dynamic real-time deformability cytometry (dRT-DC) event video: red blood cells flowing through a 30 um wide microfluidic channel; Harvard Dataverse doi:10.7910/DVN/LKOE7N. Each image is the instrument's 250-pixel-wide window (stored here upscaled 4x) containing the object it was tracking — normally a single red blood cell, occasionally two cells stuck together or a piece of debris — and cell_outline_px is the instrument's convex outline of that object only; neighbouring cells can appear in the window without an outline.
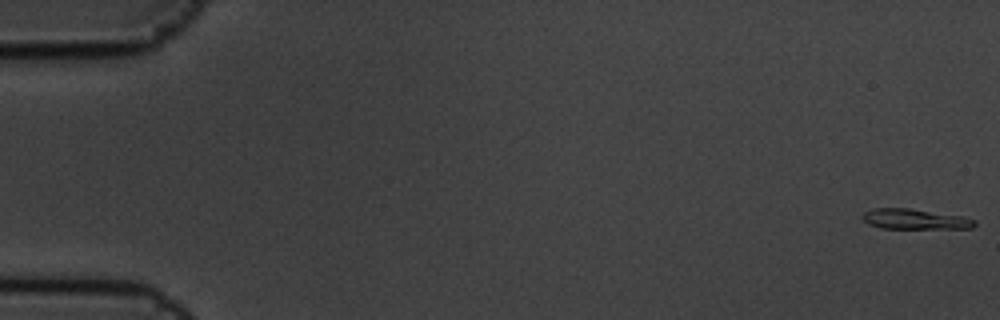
{"species": "common noctule bat (a hibernating species)", "species_latin": "Nyctalus noctula", "temperature_condition": "cold", "stored_images_in_passage": 6, "camera_frame_rate_fps": 3000, "um_per_image_px": 0.085, "animal": {"sex": "male", "body_mass_g": 19.5, "forearm_length_mm": 54.6}, "frame": {"image": 1, "passage_image": 1, "time_ms": 0.0, "image_size_px": [1000, 320], "cell_outline_px": [[976, 224], [972, 228], [880, 228], [868, 224], [860, 216], [864, 212], [872, 208], [908, 208], [964, 216], [976, 220]], "centroid_in_image_um": [77.75, 18.62], "position_along_channel_um": 7.3, "area_um2": 13.29}}
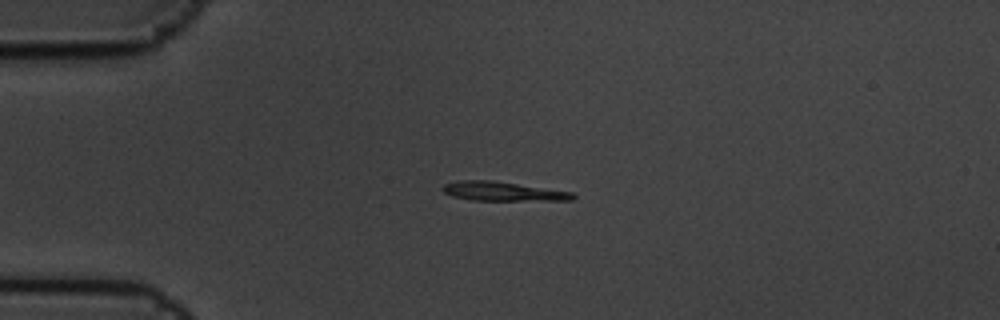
{"frame": {"image": 2, "passage_image": 5, "time_ms": 1.333, "image_size_px": [1000, 320], "cell_outline_px": [[576, 196], [572, 200], [472, 200], [452, 196], [444, 192], [440, 188], [444, 184], [460, 180], [492, 180], [572, 192]], "centroid_in_image_um": [42.7, 16.26], "position_along_channel_um": 42.3, "area_um2": 14.39}}